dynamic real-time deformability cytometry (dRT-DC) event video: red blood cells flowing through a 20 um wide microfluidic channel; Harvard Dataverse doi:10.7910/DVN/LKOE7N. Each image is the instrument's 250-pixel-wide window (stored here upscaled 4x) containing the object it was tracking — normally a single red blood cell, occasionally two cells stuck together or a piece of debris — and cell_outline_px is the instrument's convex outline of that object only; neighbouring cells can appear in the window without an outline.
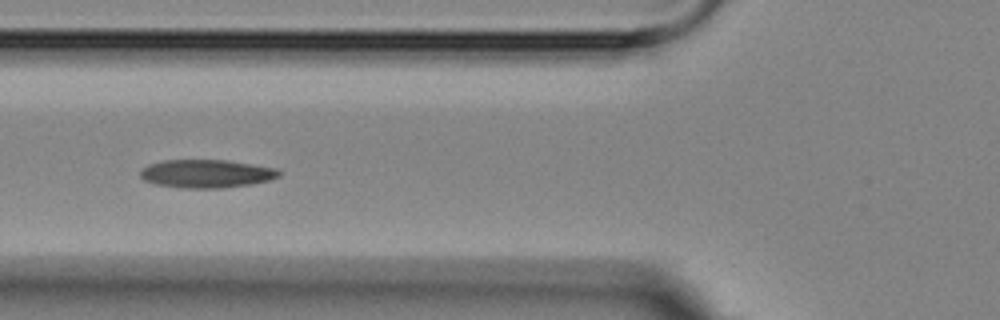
{"species": "Egyptian fruit bat (a non-hibernating species)", "species_latin": "Rousettus aegyptiacus", "temperature_condition": "room temperature", "stored_images_in_passage": 3, "camera_frame_rate_fps": 3000, "um_per_image_px": 0.085, "animal": {"sex": "female"}, "frame": {"image": 1, "passage_image": 2, "time_ms": 1.0, "image_size_px": [1000, 320], "cell_outline_px": [[280, 176], [268, 180], [252, 184], [224, 188], [180, 188], [156, 184], [144, 180], [140, 176], [140, 172], [148, 164], [164, 160], [228, 160], [276, 168], [280, 172]], "centroid_in_image_um": [17.54, 14.76], "position_along_channel_um": 108.3, "area_um2": 22.83}}
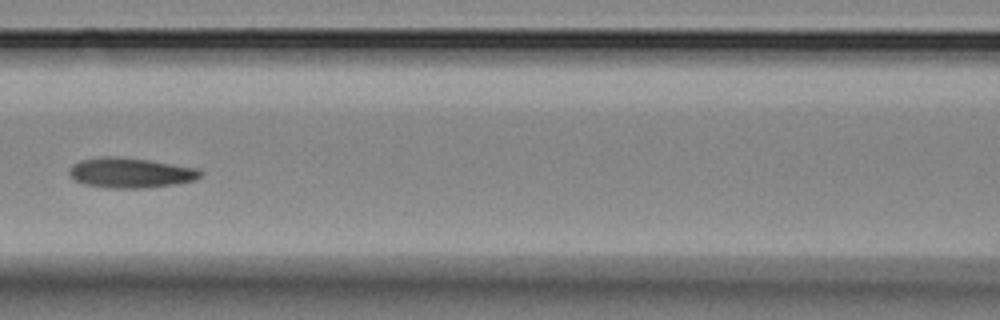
{"frame": {"image": 2, "passage_image": 3, "time_ms": 2.333, "image_size_px": [1000, 320], "cell_outline_px": [[204, 172], [196, 180], [176, 184], [140, 188], [112, 188], [84, 184], [76, 180], [68, 172], [72, 164], [80, 160], [100, 156], [120, 156], [148, 160], [200, 168]], "centroid_in_image_um": [11.12, 14.67], "position_along_channel_um": 155.5, "area_um2": 23.12}}